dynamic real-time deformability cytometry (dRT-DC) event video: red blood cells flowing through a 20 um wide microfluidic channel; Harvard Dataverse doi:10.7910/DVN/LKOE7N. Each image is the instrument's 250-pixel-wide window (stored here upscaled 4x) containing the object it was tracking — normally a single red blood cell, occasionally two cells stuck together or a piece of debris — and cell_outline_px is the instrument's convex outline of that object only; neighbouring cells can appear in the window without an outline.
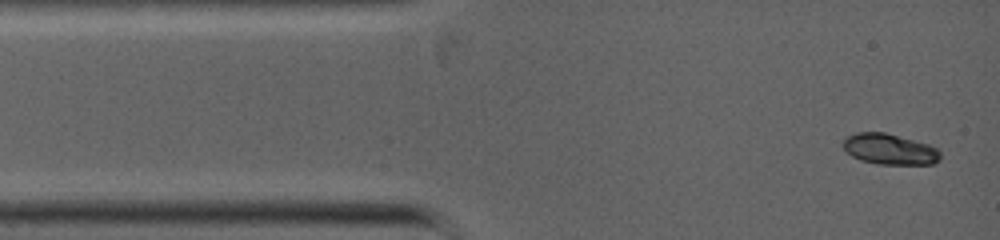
{"species": "common noctule bat (a hibernating species)", "species_latin": "Nyctalus noctula", "temperature_condition": "warm", "stored_images_in_passage": 4, "camera_frame_rate_fps": 5000, "um_per_image_px": 0.085, "animal": {"sex": "female", "body_mass_g": 19.0, "forearm_length_mm": 53.3}, "frame": {"image": 1, "passage_image": 1, "time_ms": 0.0, "image_size_px": [1000, 240], "cell_outline_px": [[940, 160], [932, 164], [880, 164], [860, 160], [852, 156], [844, 148], [844, 140], [848, 136], [856, 132], [884, 132], [928, 144], [936, 148], [940, 152]], "centroid_in_image_um": [75.63, 12.68], "position_along_channel_um": 9.4, "area_um2": 17.22}}